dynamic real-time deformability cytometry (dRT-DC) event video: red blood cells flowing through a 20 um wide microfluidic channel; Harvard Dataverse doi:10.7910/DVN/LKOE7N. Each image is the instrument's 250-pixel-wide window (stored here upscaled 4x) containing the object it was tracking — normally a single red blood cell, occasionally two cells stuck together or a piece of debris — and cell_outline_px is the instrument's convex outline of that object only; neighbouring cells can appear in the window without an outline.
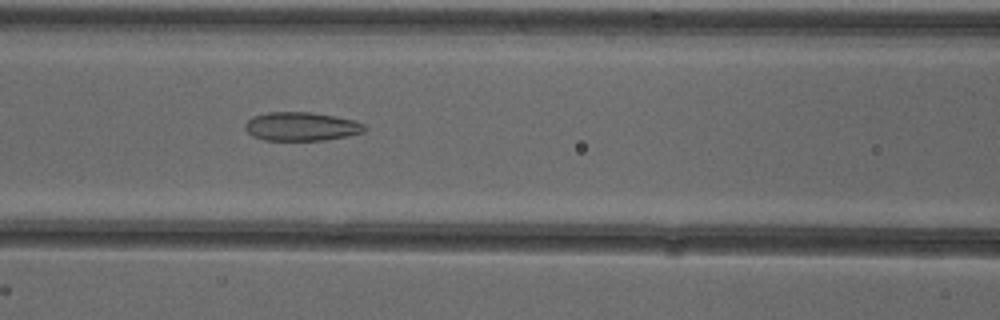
{"species": "common noctule bat (a hibernating species)", "species_latin": "Nyctalus noctula", "temperature_condition": "cold", "stored_images_in_passage": 53, "camera_frame_rate_fps": 3000, "um_per_image_px": 0.085, "animal": {"sex": "female"}, "frame": {"image": 1, "passage_image": 23, "time_ms": 7.333, "image_size_px": [1000, 320], "cell_outline_px": [[368, 128], [364, 132], [348, 136], [324, 140], [264, 140], [252, 136], [244, 128], [244, 124], [252, 116], [268, 112], [312, 112], [336, 116], [356, 120], [364, 124]], "centroid_in_image_um": [25.64, 10.74], "position_along_channel_um": 141.0, "area_um2": 20.23}}
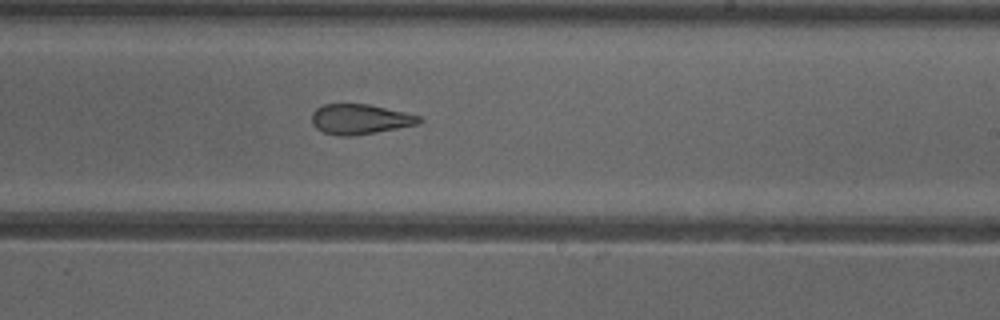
{"frame": {"image": 2, "passage_image": 32, "time_ms": 10.333, "image_size_px": [1000, 320], "cell_outline_px": [[424, 120], [420, 124], [376, 132], [352, 136], [340, 136], [324, 132], [316, 128], [312, 124], [312, 112], [316, 108], [324, 104], [368, 104], [404, 112], [420, 116]], "centroid_in_image_um": [30.61, 10.13], "position_along_channel_um": 258.4, "area_um2": 18.84}}
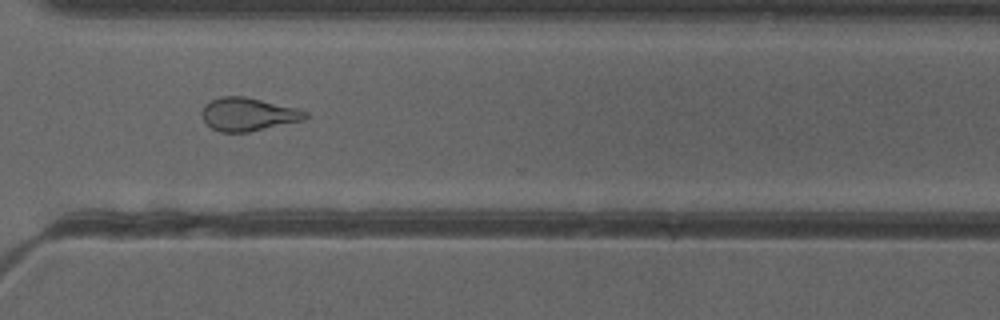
{"frame": {"image": 3, "passage_image": 39, "time_ms": 12.667, "image_size_px": [1000, 320], "cell_outline_px": [[308, 116], [304, 120], [248, 132], [220, 132], [212, 128], [204, 120], [200, 112], [204, 104], [220, 96], [244, 96], [300, 108], [308, 112]], "centroid_in_image_um": [21.11, 9.7], "position_along_channel_um": 349.5, "area_um2": 20.17}, "authors_computed_cell_mechanics": {"area_um2": 21.8484, "velocity_mm_per_s": 3.9321, "shape_relaxation_time_tau1_ms": null, "shape_relaxation_time_tau2_ms": 2.644, "deformation_change_tau1": null, "deformation_change_tau2": 0.1168}}